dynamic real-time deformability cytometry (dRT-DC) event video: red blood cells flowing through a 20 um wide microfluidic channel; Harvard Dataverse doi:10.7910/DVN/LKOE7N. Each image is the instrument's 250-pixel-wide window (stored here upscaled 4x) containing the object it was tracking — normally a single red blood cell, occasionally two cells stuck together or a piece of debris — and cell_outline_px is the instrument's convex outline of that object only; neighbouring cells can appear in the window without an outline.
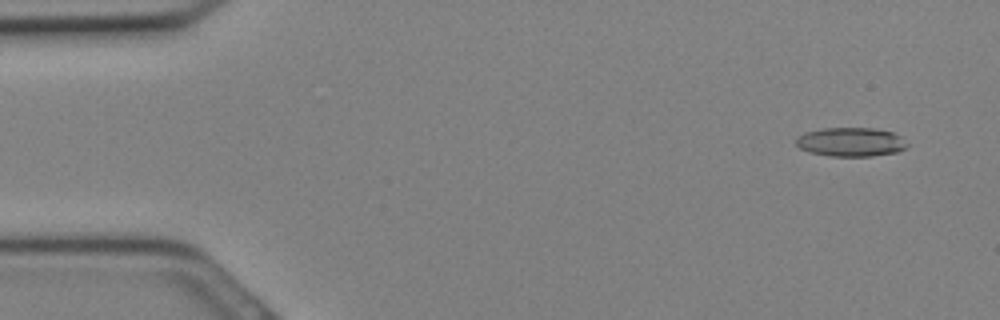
{"species": "Egyptian fruit bat (a non-hibernating species)", "species_latin": "Rousettus aegyptiacus", "temperature_condition": "cold", "stored_images_in_passage": 8, "camera_frame_rate_fps": 3000, "um_per_image_px": 0.085, "animal": {"sex": "female"}, "frame": {"image": 1, "passage_image": 2, "time_ms": 0.333, "image_size_px": [1000, 320], "cell_outline_px": [[908, 144], [904, 148], [896, 152], [872, 156], [828, 156], [808, 152], [800, 148], [796, 144], [796, 136], [804, 132], [824, 128], [876, 128], [892, 132], [900, 136]], "centroid_in_image_um": [72.28, 12.06], "position_along_channel_um": 12.7, "area_um2": 18.84}}